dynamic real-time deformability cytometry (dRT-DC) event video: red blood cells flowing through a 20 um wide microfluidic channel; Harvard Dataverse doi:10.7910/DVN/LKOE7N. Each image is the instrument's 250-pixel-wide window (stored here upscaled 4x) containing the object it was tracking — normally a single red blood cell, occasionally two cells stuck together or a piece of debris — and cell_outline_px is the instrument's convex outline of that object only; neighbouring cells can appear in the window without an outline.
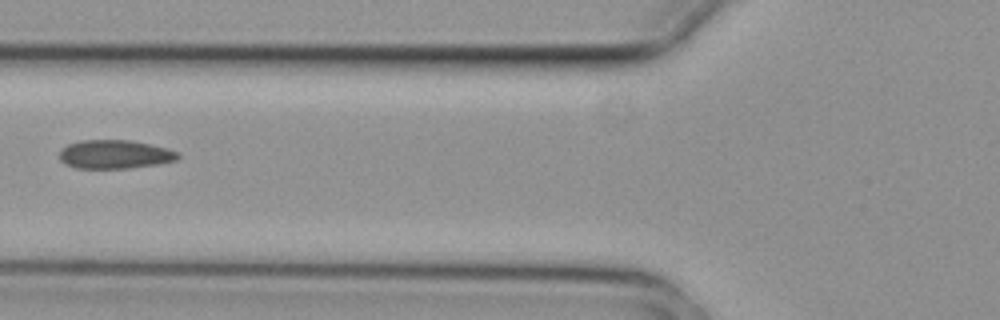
{"species": "common noctule bat (a hibernating species)", "species_latin": "Nyctalus noctula", "temperature_condition": "cold", "stored_images_in_passage": 7, "camera_frame_rate_fps": 3000, "um_per_image_px": 0.085, "animal": {"sex": "female", "body_mass_g": 29.2, "forearm_length_mm": 56.3}, "frame": {"image": 1, "passage_image": 7, "time_ms": 2.0, "image_size_px": [1000, 320], "cell_outline_px": [[180, 156], [176, 160], [156, 164], [128, 168], [76, 168], [64, 164], [60, 160], [60, 152], [68, 144], [80, 140], [128, 140], [148, 144], [164, 148], [176, 152]], "centroid_in_image_um": [9.7, 13.12], "position_along_channel_um": 116.1, "area_um2": 19.48}}